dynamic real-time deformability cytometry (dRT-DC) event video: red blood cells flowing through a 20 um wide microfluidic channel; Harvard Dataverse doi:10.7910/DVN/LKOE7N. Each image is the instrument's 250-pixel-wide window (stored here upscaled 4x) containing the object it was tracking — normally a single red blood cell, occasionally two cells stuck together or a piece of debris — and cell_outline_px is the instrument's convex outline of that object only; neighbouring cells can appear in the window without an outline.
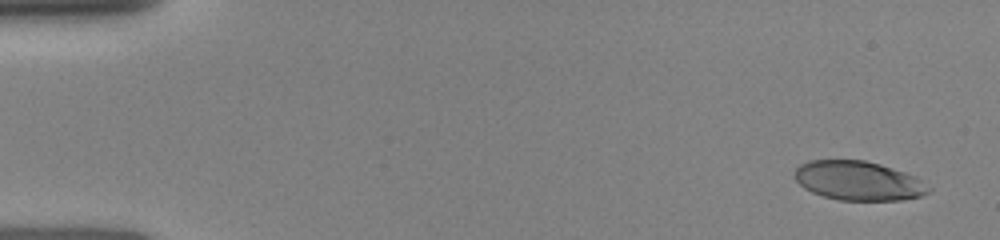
{"species": "human", "species_latin": "Homo sapiens", "temperature_condition": "room temperature", "stored_images_in_passage": 6, "camera_frame_rate_fps": 3000, "um_per_image_px": 0.085, "donor": {"sex": "female"}, "frame": {"image": 1, "passage_image": 1, "time_ms": 0.0, "image_size_px": [1000, 240], "cell_outline_px": [[932, 188], [928, 192], [920, 196], [900, 200], [840, 200], [824, 196], [812, 192], [804, 188], [796, 180], [796, 168], [800, 164], [808, 160], [864, 160], [880, 164], [916, 176]], "centroid_in_image_um": [72.98, 15.36], "position_along_channel_um": 12.0, "area_um2": 30.46}}
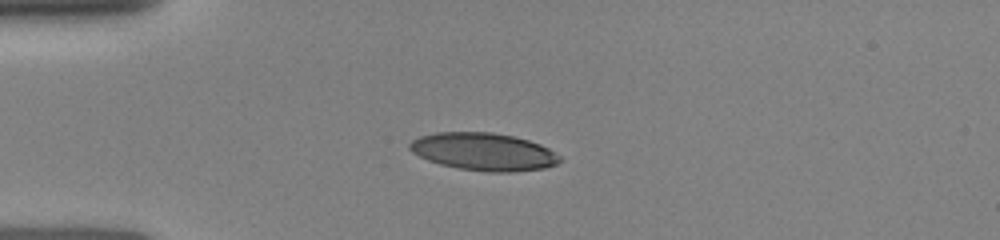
{"frame": {"image": 2, "passage_image": 5, "time_ms": 3.333, "image_size_px": [1000, 240], "cell_outline_px": [[560, 160], [556, 164], [544, 168], [512, 172], [488, 172], [460, 168], [440, 164], [428, 160], [412, 152], [408, 148], [408, 144], [412, 140], [420, 136], [436, 132], [492, 132], [512, 136], [528, 140], [540, 144], [548, 148], [560, 156]], "centroid_in_image_um": [41.09, 12.89], "position_along_channel_um": 43.9, "area_um2": 32.77}}